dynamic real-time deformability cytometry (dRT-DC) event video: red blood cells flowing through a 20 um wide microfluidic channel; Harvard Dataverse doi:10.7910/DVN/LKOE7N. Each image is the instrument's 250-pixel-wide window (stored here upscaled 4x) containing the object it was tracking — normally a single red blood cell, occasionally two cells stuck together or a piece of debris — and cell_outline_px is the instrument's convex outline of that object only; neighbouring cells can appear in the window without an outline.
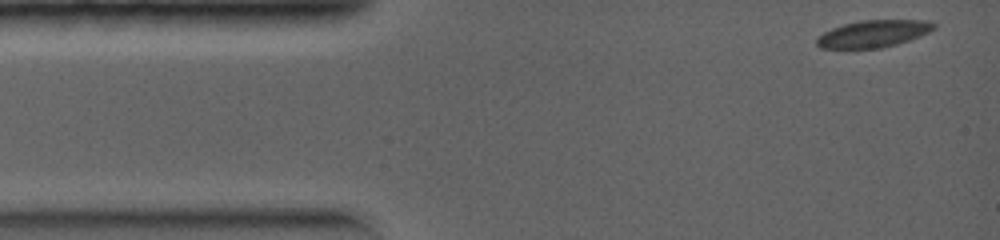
{"species": "common noctule bat (a hibernating species)", "species_latin": "Nyctalus noctula", "temperature_condition": "warm", "stored_images_in_passage": 6, "camera_frame_rate_fps": 5000, "um_per_image_px": 0.085, "animal": {"sex": "female", "body_mass_g": 19.0, "forearm_length_mm": 56.7}, "frame": {"image": 1, "passage_image": 1, "time_ms": 0.0, "image_size_px": [1000, 240], "cell_outline_px": [[936, 28], [920, 36], [896, 44], [880, 48], [820, 48], [816, 44], [816, 40], [824, 32], [832, 28], [844, 24], [864, 20], [928, 20], [936, 24]], "centroid_in_image_um": [74.26, 2.86], "position_along_channel_um": 10.7, "area_um2": 18.32}}
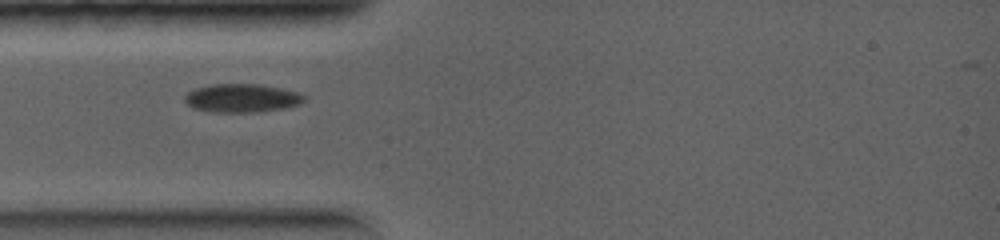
{"frame": {"image": 2, "passage_image": 4, "time_ms": 2.0, "image_size_px": [1000, 240], "cell_outline_px": [[304, 100], [300, 104], [288, 108], [256, 112], [212, 112], [192, 108], [184, 100], [184, 96], [188, 92], [196, 88], [216, 84], [256, 84], [280, 88], [296, 92], [304, 96]], "centroid_in_image_um": [20.54, 8.35], "position_along_channel_um": 64.5, "area_um2": 19.71}}